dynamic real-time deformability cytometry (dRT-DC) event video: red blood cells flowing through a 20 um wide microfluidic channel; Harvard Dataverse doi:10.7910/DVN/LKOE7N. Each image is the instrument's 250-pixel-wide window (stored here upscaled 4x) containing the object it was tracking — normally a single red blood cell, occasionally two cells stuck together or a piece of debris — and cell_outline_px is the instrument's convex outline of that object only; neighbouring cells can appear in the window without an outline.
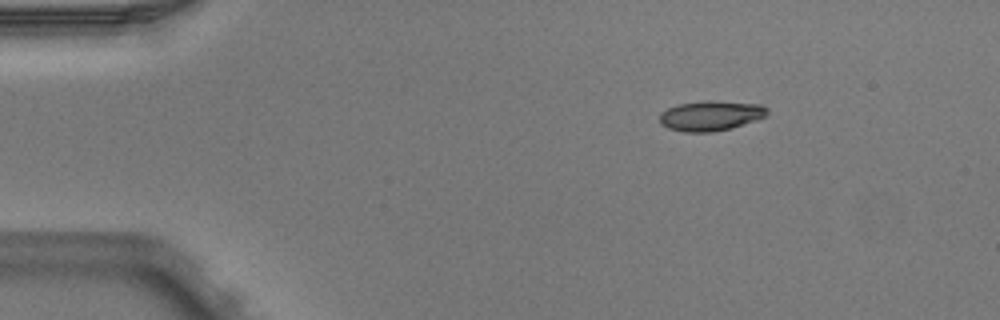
{"species": "Egyptian fruit bat (a non-hibernating species)", "species_latin": "Rousettus aegyptiacus", "temperature_condition": "warm", "stored_images_in_passage": 2, "camera_frame_rate_fps": 3000, "um_per_image_px": 0.085, "animal": {"sex": "male"}, "frame": {"image": 1, "passage_image": 1, "time_ms": 0.0, "image_size_px": [1000, 320], "cell_outline_px": [[768, 112], [764, 116], [756, 120], [732, 128], [712, 132], [684, 132], [668, 128], [660, 124], [660, 112], [676, 104], [704, 100], [708, 100], [760, 104], [768, 108]], "centroid_in_image_um": [60.38, 9.83], "position_along_channel_um": 24.6, "area_um2": 18.96}}